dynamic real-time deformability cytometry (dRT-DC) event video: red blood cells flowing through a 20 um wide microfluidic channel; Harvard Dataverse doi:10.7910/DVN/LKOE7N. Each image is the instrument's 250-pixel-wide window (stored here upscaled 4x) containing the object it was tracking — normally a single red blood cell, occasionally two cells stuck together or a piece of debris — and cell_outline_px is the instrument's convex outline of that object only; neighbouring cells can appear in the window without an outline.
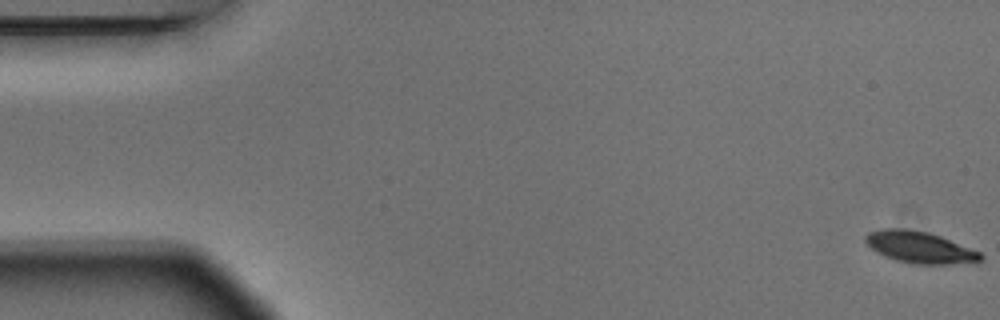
{"species": "Egyptian fruit bat (a non-hibernating species)", "species_latin": "Rousettus aegyptiacus", "temperature_condition": "warm", "stored_images_in_passage": 6, "camera_frame_rate_fps": 3000, "um_per_image_px": 0.085, "animal": {"sex": "male"}, "frame": {"image": 1, "passage_image": 1, "time_ms": 0.0, "image_size_px": [1000, 320], "cell_outline_px": [[984, 256], [976, 264], [912, 264], [896, 260], [884, 256], [876, 252], [864, 240], [864, 236], [868, 232], [880, 228], [904, 228], [928, 232], [940, 236], [980, 252]], "centroid_in_image_um": [78.19, 21.03], "position_along_channel_um": 6.8, "area_um2": 21.5}}
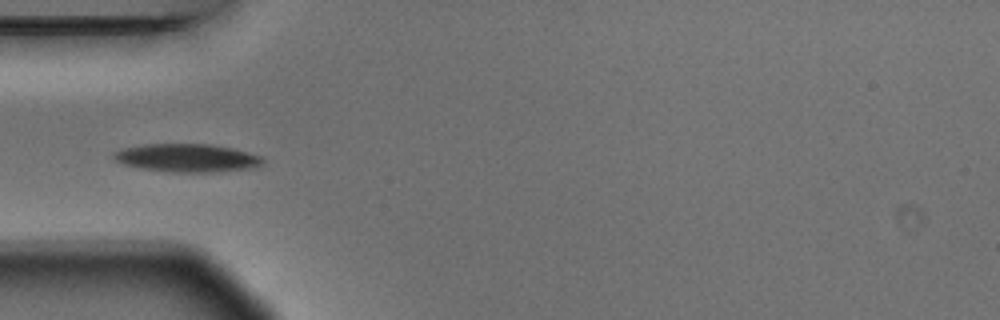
{"frame": {"image": 2, "passage_image": 5, "time_ms": 1.333, "image_size_px": [1000, 320], "cell_outline_px": [[264, 164], [256, 168], [216, 172], [172, 172], [140, 168], [124, 164], [112, 160], [112, 152], [124, 148], [144, 144], [208, 144], [232, 148], [264, 156]], "centroid_in_image_um": [15.93, 13.43], "position_along_channel_um": 69.1, "area_um2": 24.8}}
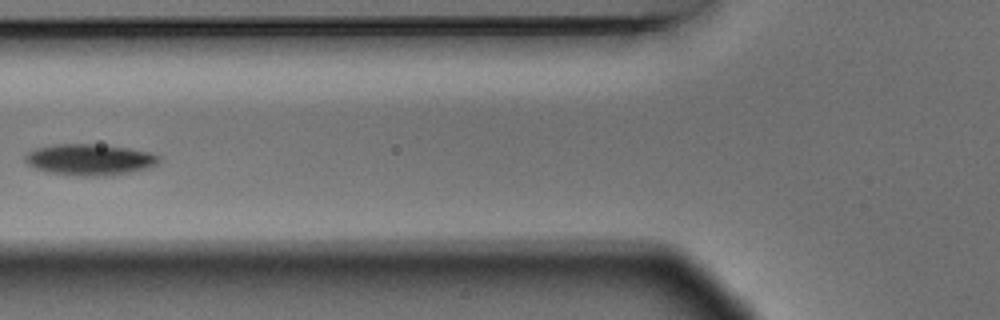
{"frame": {"image": 3, "passage_image": 6, "time_ms": 1.667, "image_size_px": [1000, 320], "cell_outline_px": [[160, 160], [156, 164], [148, 168], [116, 176], [72, 176], [48, 172], [36, 168], [28, 164], [24, 160], [24, 156], [28, 152], [36, 148], [56, 144], [96, 144], [128, 148], [152, 152], [160, 156]], "centroid_in_image_um": [7.65, 13.58], "position_along_channel_um": 118.1, "area_um2": 24.68}}